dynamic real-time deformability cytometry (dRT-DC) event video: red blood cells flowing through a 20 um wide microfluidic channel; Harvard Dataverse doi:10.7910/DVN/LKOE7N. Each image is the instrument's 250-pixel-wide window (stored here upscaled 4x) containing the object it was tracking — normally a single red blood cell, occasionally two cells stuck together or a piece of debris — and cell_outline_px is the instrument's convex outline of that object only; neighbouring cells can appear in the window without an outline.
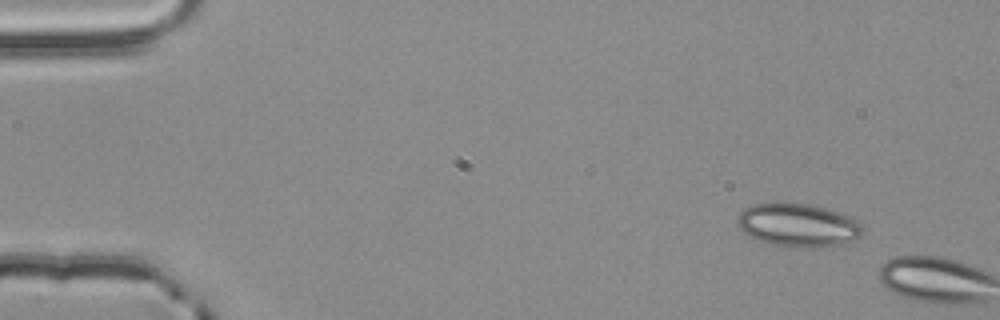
{"species": "common noctule bat (a hibernating species)", "species_latin": "Nyctalus noctula", "temperature_condition": "room temperature", "stored_images_in_passage": 2, "camera_frame_rate_fps": 3000, "um_per_image_px": 0.085, "animal": {"sex": "male", "body_mass_g": 20.4}, "frame": {"image": 1, "passage_image": 1, "time_ms": 0.0, "image_size_px": [1000, 320], "cell_outline_px": [[860, 236], [856, 240], [840, 244], [804, 248], [772, 244], [760, 240], [744, 232], [740, 228], [740, 212], [744, 208], [752, 204], [808, 204], [824, 208], [852, 216], [860, 224]], "centroid_in_image_um": [67.87, 19.14], "position_along_channel_um": 17.1, "area_um2": 30.69}}